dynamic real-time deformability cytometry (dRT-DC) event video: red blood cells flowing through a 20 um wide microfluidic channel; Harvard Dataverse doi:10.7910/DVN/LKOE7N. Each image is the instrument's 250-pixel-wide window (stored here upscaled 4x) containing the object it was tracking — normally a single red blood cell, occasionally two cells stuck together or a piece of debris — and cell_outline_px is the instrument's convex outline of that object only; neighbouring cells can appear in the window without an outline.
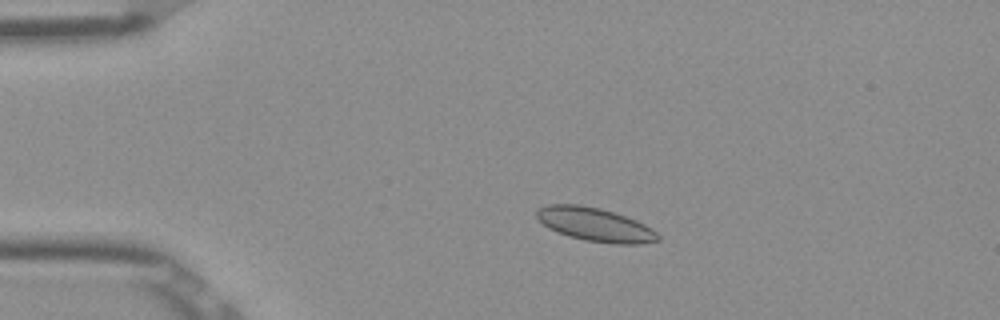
{"species": "Egyptian fruit bat (a non-hibernating species)", "species_latin": "Rousettus aegyptiacus", "temperature_condition": "room temperature", "stored_images_in_passage": 45, "camera_frame_rate_fps": 3000, "um_per_image_px": 0.085, "frame": {"image": 1, "passage_image": 3, "time_ms": 0.667, "image_size_px": [1000, 320], "cell_outline_px": [[660, 240], [640, 244], [616, 244], [584, 240], [568, 236], [556, 232], [548, 228], [536, 216], [536, 212], [540, 208], [548, 204], [580, 204], [600, 208], [636, 220], [652, 228], [660, 236]], "centroid_in_image_um": [50.59, 19.09], "position_along_channel_um": 34.4, "area_um2": 23.7}}
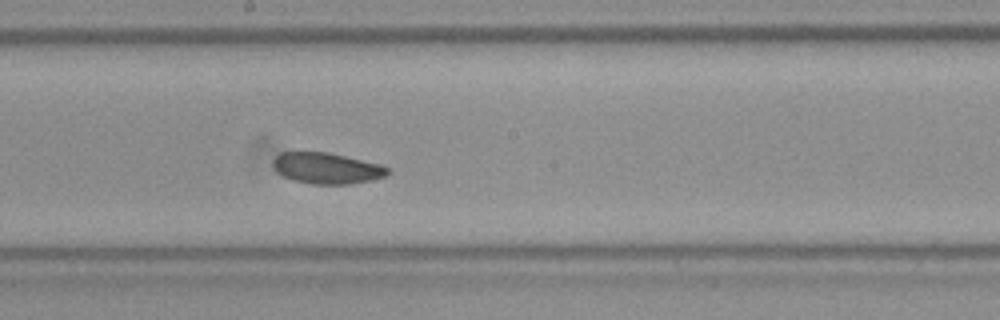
{"frame": {"image": 2, "passage_image": 21, "time_ms": 6.667, "image_size_px": [1000, 320], "cell_outline_px": [[392, 172], [384, 176], [372, 180], [352, 184], [312, 184], [292, 180], [276, 172], [272, 164], [272, 160], [280, 152], [328, 152], [380, 164], [392, 168]], "centroid_in_image_um": [27.79, 14.3], "position_along_channel_um": 220.4, "area_um2": 20.98}}
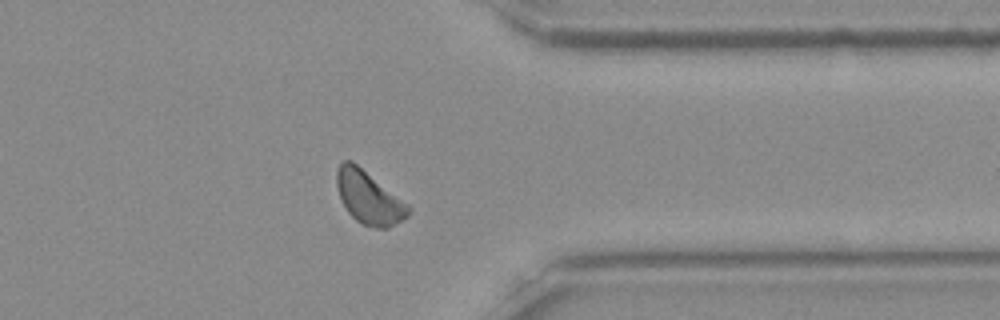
{"frame": {"image": 3, "passage_image": 34, "time_ms": 11.0, "image_size_px": [1000, 320], "cell_outline_px": [[412, 208], [408, 216], [388, 228], [376, 228], [360, 224], [348, 212], [336, 188], [336, 172], [340, 164], [344, 160], [352, 160], [408, 204]], "centroid_in_image_um": [31.35, 16.8], "position_along_channel_um": 380.1, "area_um2": 21.96}, "authors_computed_cell_mechanics": {"area_um2": 21.7906, "velocity_mm_per_s": 3.8514, "shape_relaxation_time_tau1_ms": null, "shape_relaxation_time_tau2_ms": 2.1309, "deformation_change_tau1": null, "deformation_change_tau2": 0.0491}}